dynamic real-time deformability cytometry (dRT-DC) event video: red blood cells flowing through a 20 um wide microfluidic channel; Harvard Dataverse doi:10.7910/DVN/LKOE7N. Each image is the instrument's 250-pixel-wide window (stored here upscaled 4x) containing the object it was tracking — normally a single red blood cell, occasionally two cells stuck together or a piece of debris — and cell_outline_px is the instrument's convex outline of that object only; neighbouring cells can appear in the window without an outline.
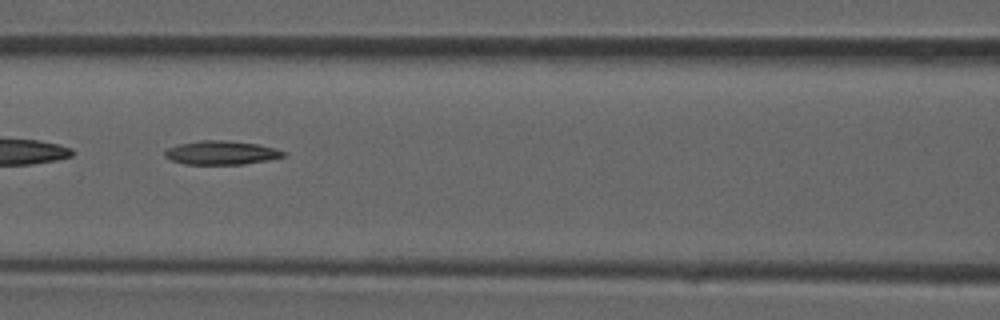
{"species": "common noctule bat (a hibernating species)", "species_latin": "Nyctalus noctula", "temperature_condition": "room temperature", "stored_images_in_passage": 37, "camera_frame_rate_fps": 3000, "um_per_image_px": 0.085, "animal": {"sex": "male", "forearm_length_mm": 52.5}, "frame": {"image": 1, "passage_image": 16, "time_ms": 5.0, "image_size_px": [1000, 320], "cell_outline_px": [[288, 152], [284, 156], [268, 160], [244, 164], [184, 164], [172, 160], [164, 156], [164, 152], [168, 148], [180, 144], [200, 140], [224, 140], [256, 144], [276, 148]], "centroid_in_image_um": [18.83, 12.98], "position_along_channel_um": 147.8, "area_um2": 16.36}}